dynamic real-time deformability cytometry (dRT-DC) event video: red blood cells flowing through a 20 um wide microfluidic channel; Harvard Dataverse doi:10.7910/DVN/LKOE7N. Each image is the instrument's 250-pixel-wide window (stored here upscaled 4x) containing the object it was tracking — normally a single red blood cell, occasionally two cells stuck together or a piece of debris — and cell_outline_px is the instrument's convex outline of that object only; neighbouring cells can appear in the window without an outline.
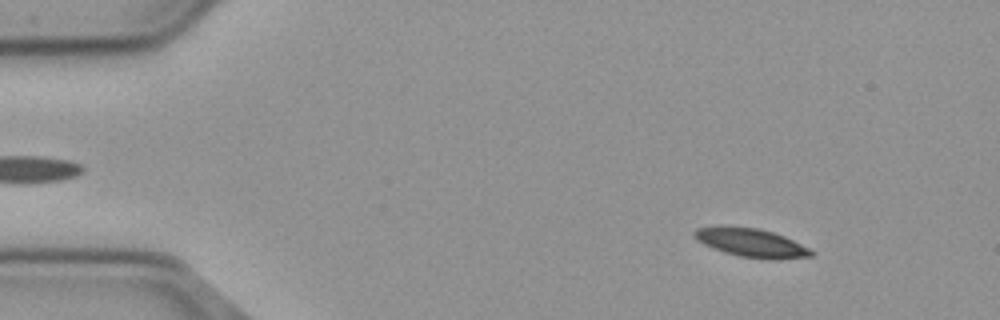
{"species": "common noctule bat (a hibernating species)", "species_latin": "Nyctalus noctula", "temperature_condition": "cold", "stored_images_in_passage": 15, "camera_frame_rate_fps": 3000, "um_per_image_px": 0.085, "animal": {"sex": "male", "body_mass_g": 23.1, "forearm_length_mm": 52.7}, "frame": {"image": 1, "passage_image": 7, "time_ms": 2.0, "image_size_px": [1000, 320], "cell_outline_px": [[816, 252], [812, 256], [780, 260], [768, 260], [740, 256], [724, 252], [712, 248], [696, 240], [692, 232], [696, 228], [756, 228], [772, 232], [784, 236]], "centroid_in_image_um": [63.91, 20.68], "position_along_channel_um": 21.1, "area_um2": 19.02}}